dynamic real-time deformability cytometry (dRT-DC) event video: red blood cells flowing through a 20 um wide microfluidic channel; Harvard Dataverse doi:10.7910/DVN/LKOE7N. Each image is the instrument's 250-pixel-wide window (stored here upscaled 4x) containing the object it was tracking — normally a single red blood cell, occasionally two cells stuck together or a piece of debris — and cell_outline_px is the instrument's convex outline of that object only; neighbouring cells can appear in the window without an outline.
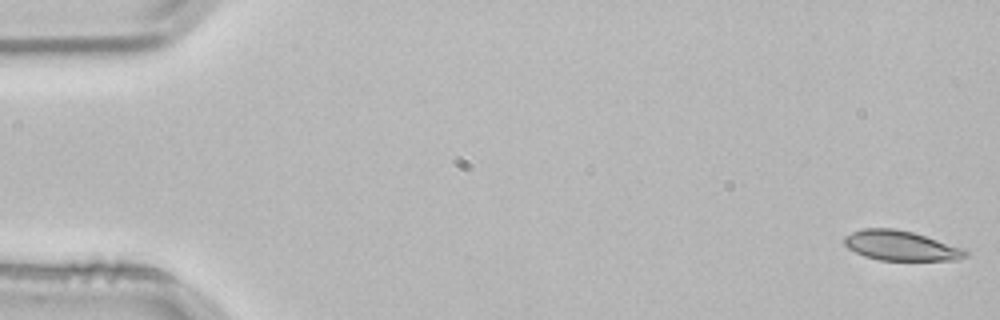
{"species": "common noctule bat (a hibernating species)", "species_latin": "Nyctalus noctula", "temperature_condition": "room temperature", "stored_images_in_passage": 2, "camera_frame_rate_fps": 3000, "um_per_image_px": 0.085, "animal": {"sex": "male", "body_mass_g": 21.5, "forearm_length_mm": 52.0}, "frame": {"image": 1, "passage_image": 2, "time_ms": 0.333, "image_size_px": [1000, 320], "cell_outline_px": [[968, 256], [956, 260], [880, 260], [864, 256], [848, 248], [844, 244], [844, 236], [852, 232], [864, 228], [896, 228], [912, 232], [968, 248]], "centroid_in_image_um": [76.63, 20.88], "position_along_channel_um": 8.4, "area_um2": 21.33}}